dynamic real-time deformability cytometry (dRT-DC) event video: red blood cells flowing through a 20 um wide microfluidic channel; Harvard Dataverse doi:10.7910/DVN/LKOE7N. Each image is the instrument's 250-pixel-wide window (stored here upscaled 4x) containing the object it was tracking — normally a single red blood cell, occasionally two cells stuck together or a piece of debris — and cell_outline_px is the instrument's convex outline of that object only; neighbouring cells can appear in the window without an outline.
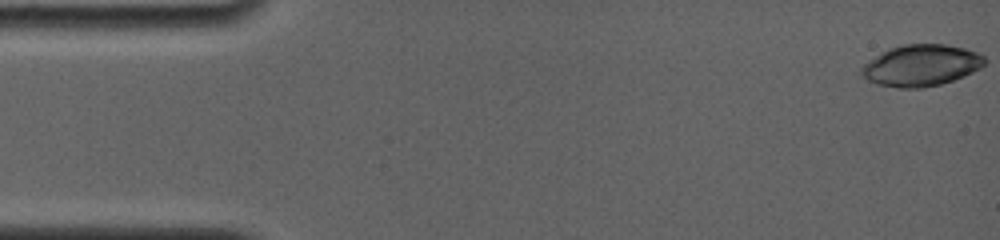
{"species": "common noctule bat (a hibernating species)", "species_latin": "Nyctalus noctula", "temperature_condition": "room temperature", "stored_images_in_passage": 28, "camera_frame_rate_fps": 4000, "um_per_image_px": 0.085, "animal": {"sex": "female", "body_mass_g": 19.0, "forearm_length_mm": 56.7}, "frame": {"image": 1, "passage_image": 1, "time_ms": 0.0, "image_size_px": [1000, 240], "cell_outline_px": [[984, 64], [980, 68], [964, 76], [940, 84], [920, 88], [900, 88], [876, 84], [860, 76], [860, 68], [868, 60], [892, 48], [904, 44], [944, 44], [964, 48], [976, 52], [984, 56]], "centroid_in_image_um": [78.27, 5.57], "position_along_channel_um": 6.7, "area_um2": 29.54}}
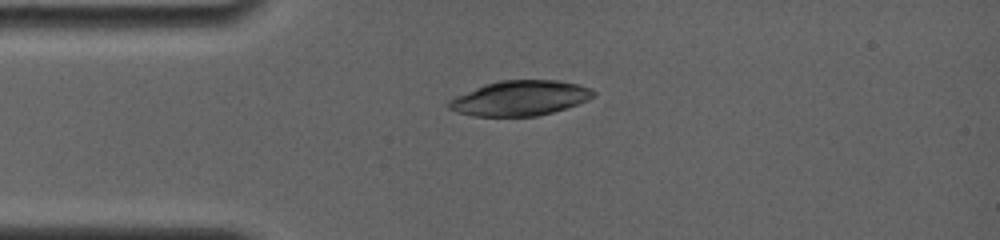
{"frame": {"image": 2, "passage_image": 25, "time_ms": 3.75, "image_size_px": [1000, 240], "cell_outline_px": [[596, 96], [580, 104], [552, 112], [536, 116], [476, 116], [460, 112], [448, 108], [448, 104], [456, 96], [476, 88], [500, 80], [556, 80], [580, 84], [592, 88], [596, 92]], "centroid_in_image_um": [44.31, 8.33], "position_along_channel_um": 40.7, "area_um2": 29.3}}